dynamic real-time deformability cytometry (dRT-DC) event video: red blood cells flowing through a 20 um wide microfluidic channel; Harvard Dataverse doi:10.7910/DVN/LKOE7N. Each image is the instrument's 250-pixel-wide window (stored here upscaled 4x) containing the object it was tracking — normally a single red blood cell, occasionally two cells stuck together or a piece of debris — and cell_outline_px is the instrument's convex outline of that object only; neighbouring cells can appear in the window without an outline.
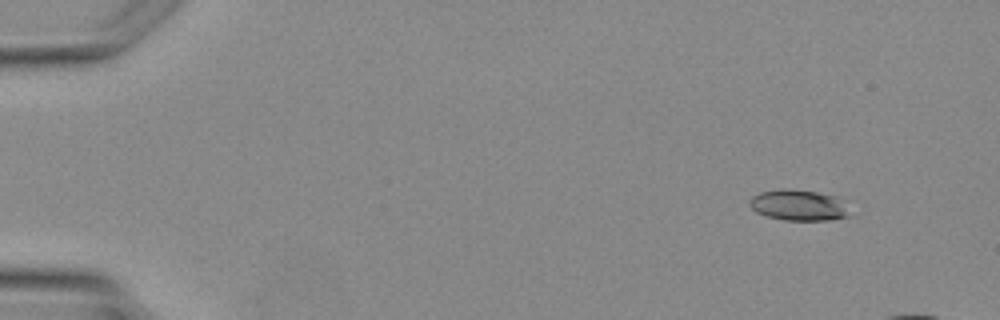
{"species": "Egyptian fruit bat (a non-hibernating species)", "species_latin": "Rousettus aegyptiacus", "temperature_condition": "warm", "stored_images_in_passage": 5, "camera_frame_rate_fps": 3000, "um_per_image_px": 0.085, "animal": {"sex": "female"}, "frame": {"image": 1, "passage_image": 2, "time_ms": 1.0, "image_size_px": [1000, 320], "cell_outline_px": [[848, 216], [828, 220], [784, 220], [768, 216], [756, 212], [748, 204], [748, 200], [752, 196], [760, 192], [780, 188], [784, 188], [816, 192], [836, 196]], "centroid_in_image_um": [67.75, 17.43], "position_along_channel_um": 17.3, "area_um2": 17.57}}
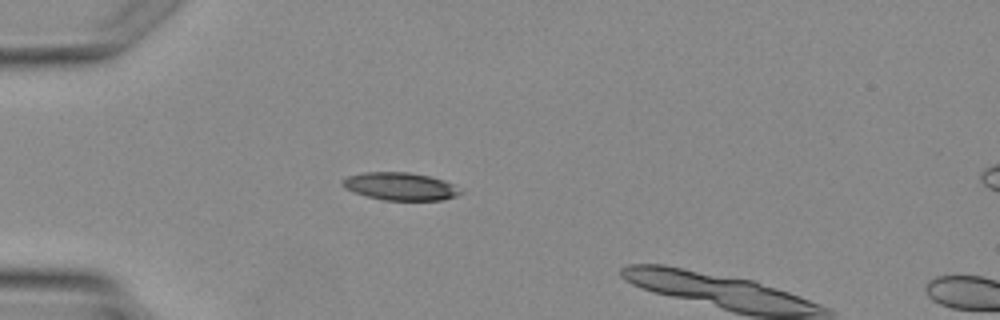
{"frame": {"image": 2, "passage_image": 4, "time_ms": 3.667, "image_size_px": [1000, 320], "cell_outline_px": [[460, 192], [456, 196], [444, 200], [384, 200], [368, 196], [344, 188], [340, 184], [340, 180], [348, 176], [364, 172], [408, 172], [428, 176], [444, 180], [452, 184]], "centroid_in_image_um": [33.97, 15.83], "position_along_channel_um": 51.0, "area_um2": 18.84}}